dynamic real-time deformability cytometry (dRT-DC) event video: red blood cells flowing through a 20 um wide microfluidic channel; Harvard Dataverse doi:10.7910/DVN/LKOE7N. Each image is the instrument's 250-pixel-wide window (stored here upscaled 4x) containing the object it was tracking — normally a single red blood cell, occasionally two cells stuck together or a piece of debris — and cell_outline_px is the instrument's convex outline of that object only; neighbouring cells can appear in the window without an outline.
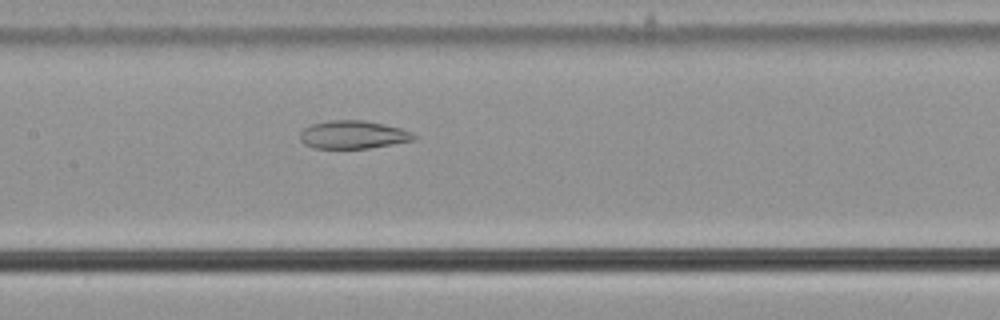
{"species": "common noctule bat (a hibernating species)", "species_latin": "Nyctalus noctula", "temperature_condition": "cold", "stored_images_in_passage": 42, "camera_frame_rate_fps": 3000, "um_per_image_px": 0.085, "animal": {"sex": "male", "body_mass_g": 21.5, "forearm_length_mm": 52.0}, "frame": {"image": 1, "passage_image": 13, "time_ms": 4.0, "image_size_px": [1000, 320], "cell_outline_px": [[416, 140], [368, 148], [312, 148], [304, 144], [300, 140], [300, 132], [304, 128], [312, 124], [328, 120], [364, 120], [384, 124], [400, 128], [412, 132], [416, 136]], "centroid_in_image_um": [30.0, 11.44], "position_along_channel_um": 177.4, "area_um2": 18.67}}
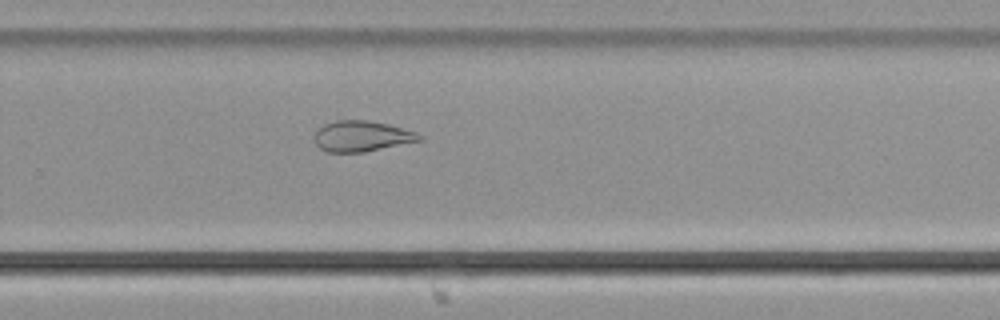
{"frame": {"image": 2, "passage_image": 23, "time_ms": 7.333, "image_size_px": [1000, 320], "cell_outline_px": [[424, 140], [364, 152], [328, 152], [320, 148], [316, 144], [316, 128], [324, 124], [336, 120], [368, 120], [388, 124], [416, 132], [424, 136]], "centroid_in_image_um": [30.78, 11.57], "position_along_channel_um": 299.0, "area_um2": 18.84}}
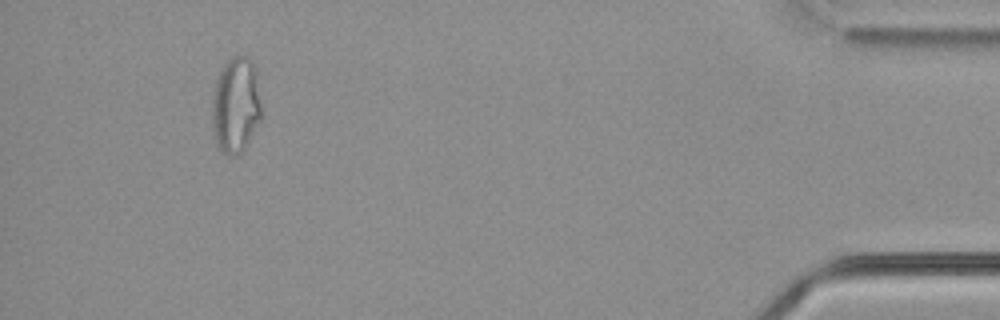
{"frame": {"image": 3, "passage_image": 38, "time_ms": 12.333, "image_size_px": [1000, 320], "cell_outline_px": [[260, 120], [244, 148], [236, 156], [228, 156], [220, 148], [216, 140], [212, 124], [212, 100], [216, 80], [220, 68], [232, 56], [248, 56], [252, 60], [256, 72], [260, 104]], "centroid_in_image_um": [20.03, 8.9], "position_along_channel_um": 415.2, "area_um2": 27.34}, "authors_computed_cell_mechanics": {"area_um2": 22.253, "velocity_mm_per_s": 3.6592, "shape_relaxation_time_tau1_ms": null, "shape_relaxation_time_tau2_ms": 4.0602, "deformation_change_tau1": null, "deformation_change_tau2": 0.1122}}